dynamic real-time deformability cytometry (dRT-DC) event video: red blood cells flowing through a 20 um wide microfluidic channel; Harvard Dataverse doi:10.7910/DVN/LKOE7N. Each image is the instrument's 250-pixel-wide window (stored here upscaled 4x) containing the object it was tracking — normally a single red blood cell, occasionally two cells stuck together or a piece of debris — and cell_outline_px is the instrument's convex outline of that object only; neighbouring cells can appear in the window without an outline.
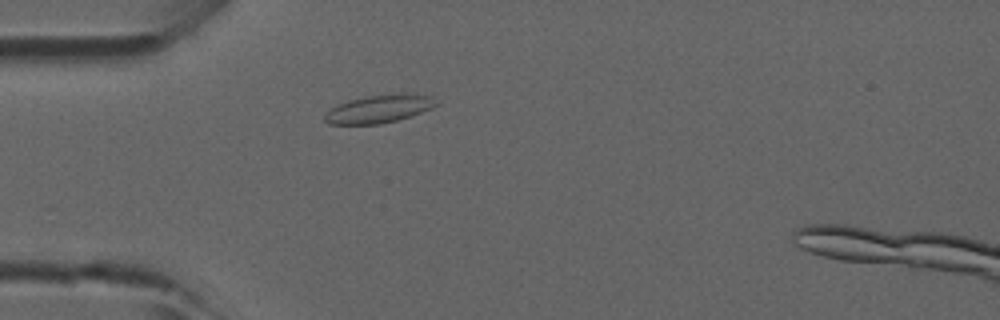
{"species": "common noctule bat (a hibernating species)", "species_latin": "Nyctalus noctula", "temperature_condition": "room temperature", "stored_images_in_passage": 13, "camera_frame_rate_fps": 3000, "um_per_image_px": 0.085, "animal": {"sex": "male", "forearm_length_mm": 52.5}, "frame": {"image": 1, "passage_image": 1, "time_ms": 0.0, "image_size_px": [1000, 320], "cell_outline_px": [[436, 104], [432, 108], [396, 120], [380, 124], [328, 124], [324, 120], [324, 116], [332, 108], [348, 100], [368, 96], [392, 92], [408, 92], [432, 96]], "centroid_in_image_um": [32.23, 9.22], "position_along_channel_um": 52.8, "area_um2": 18.15}}
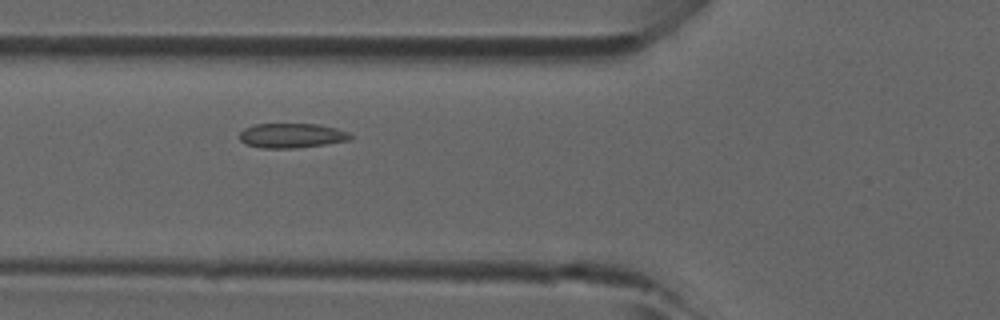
{"frame": {"image": 2, "passage_image": 5, "time_ms": 1.333, "image_size_px": [1000, 320], "cell_outline_px": [[352, 136], [348, 140], [324, 144], [296, 148], [264, 148], [248, 144], [240, 140], [240, 132], [244, 128], [256, 124], [316, 124], [336, 128], [348, 132]], "centroid_in_image_um": [24.78, 11.52], "position_along_channel_um": 101.0, "area_um2": 15.66}}
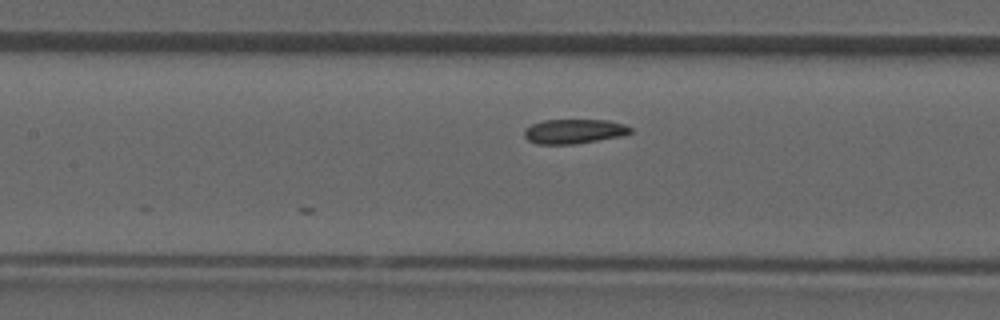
{"frame": {"image": 3, "passage_image": 9, "time_ms": 2.667, "image_size_px": [1000, 320], "cell_outline_px": [[632, 132], [624, 136], [576, 144], [536, 144], [528, 140], [524, 136], [524, 128], [532, 124], [544, 120], [608, 120], [624, 124], [632, 128]], "centroid_in_image_um": [48.81, 11.17], "position_along_channel_um": 158.6, "area_um2": 15.37}}